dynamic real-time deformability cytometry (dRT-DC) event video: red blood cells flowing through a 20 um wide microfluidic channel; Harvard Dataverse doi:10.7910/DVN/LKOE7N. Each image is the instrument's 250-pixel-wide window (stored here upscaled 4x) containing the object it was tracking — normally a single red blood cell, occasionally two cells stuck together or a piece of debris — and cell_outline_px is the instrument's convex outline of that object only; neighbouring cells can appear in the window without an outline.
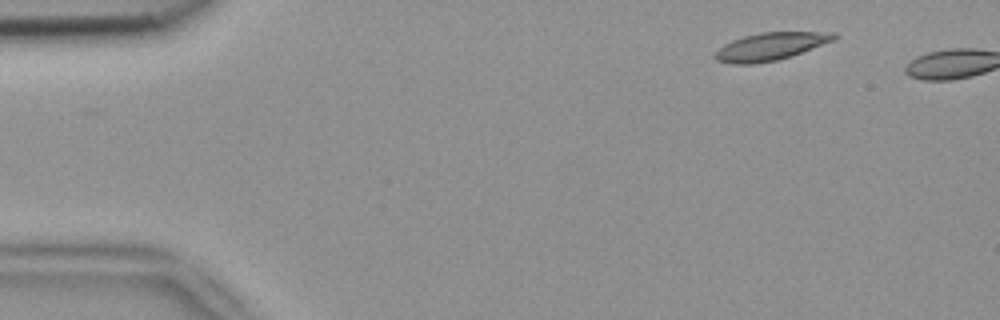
{"species": "common noctule bat (a hibernating species)", "species_latin": "Nyctalus noctula", "temperature_condition": "room temperature", "stored_images_in_passage": 3, "camera_frame_rate_fps": 3000, "um_per_image_px": 0.085, "animal": {"sex": "female", "body_mass_g": 18.4}, "frame": {"image": 1, "passage_image": 2, "time_ms": 0.333, "image_size_px": [1000, 320], "cell_outline_px": [[840, 36], [836, 40], [792, 56], [776, 60], [752, 64], [732, 64], [716, 60], [712, 56], [724, 44], [732, 40], [744, 36], [760, 32], [836, 32]], "centroid_in_image_um": [65.54, 3.94], "position_along_channel_um": 19.5, "area_um2": 19.36}}